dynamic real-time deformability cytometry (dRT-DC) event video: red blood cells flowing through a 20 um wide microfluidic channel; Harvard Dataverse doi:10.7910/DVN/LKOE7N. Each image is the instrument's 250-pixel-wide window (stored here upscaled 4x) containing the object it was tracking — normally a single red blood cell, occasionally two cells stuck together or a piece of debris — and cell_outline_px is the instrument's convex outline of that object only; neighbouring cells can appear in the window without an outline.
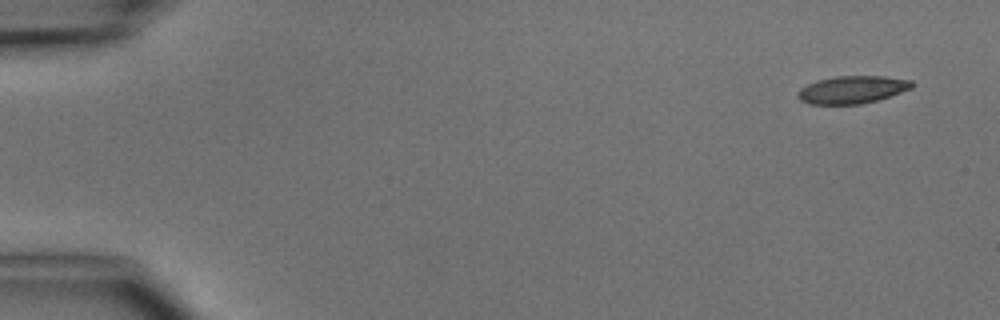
{"species": "common noctule bat (a hibernating species)", "species_latin": "Nyctalus noctula", "temperature_condition": "cold", "stored_images_in_passage": 5, "camera_frame_rate_fps": 3000, "um_per_image_px": 0.085, "animal": {"sex": "male", "body_mass_g": 15.6}, "frame": {"image": 1, "passage_image": 1, "time_ms": 0.0, "image_size_px": [1000, 320], "cell_outline_px": [[916, 84], [912, 88], [876, 100], [860, 104], [808, 104], [800, 100], [796, 96], [796, 92], [800, 88], [816, 80], [832, 76], [884, 76], [912, 80]], "centroid_in_image_um": [72.4, 7.61], "position_along_channel_um": 12.6, "area_um2": 18.5}}
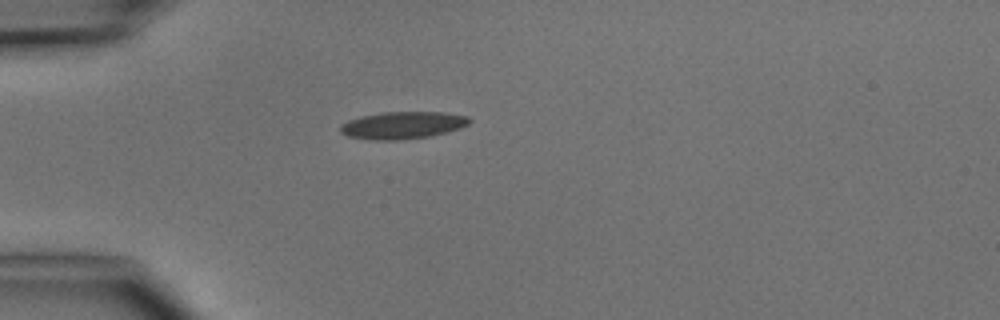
{"frame": {"image": 2, "passage_image": 4, "time_ms": 3.667, "image_size_px": [1000, 320], "cell_outline_px": [[472, 120], [468, 124], [460, 128], [448, 132], [428, 136], [400, 140], [372, 140], [348, 136], [340, 132], [340, 124], [348, 120], [360, 116], [384, 112], [444, 112], [468, 116]], "centroid_in_image_um": [34.22, 10.64], "position_along_channel_um": 50.8, "area_um2": 20.58}}